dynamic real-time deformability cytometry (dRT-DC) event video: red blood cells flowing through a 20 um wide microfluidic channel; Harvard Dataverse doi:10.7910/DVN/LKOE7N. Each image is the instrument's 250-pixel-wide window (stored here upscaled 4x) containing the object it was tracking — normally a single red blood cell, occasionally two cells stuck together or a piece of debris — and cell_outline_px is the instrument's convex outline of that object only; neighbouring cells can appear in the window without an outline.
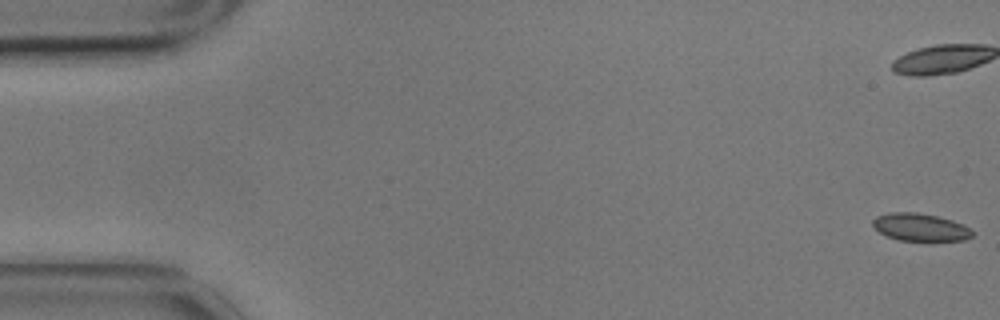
{"species": "common noctule bat (a hibernating species)", "species_latin": "Nyctalus noctula", "temperature_condition": "cold", "stored_images_in_passage": 58, "camera_frame_rate_fps": 3000, "um_per_image_px": 0.085, "animal": {"sex": "male", "body_mass_g": 17.9}, "frame": {"image": 1, "passage_image": 1, "time_ms": 0.0, "image_size_px": [1000, 320], "cell_outline_px": [[972, 236], [964, 240], [896, 240], [880, 232], [872, 224], [872, 220], [876, 216], [892, 212], [916, 212], [936, 216], [952, 220], [964, 224], [972, 232]], "centroid_in_image_um": [78.2, 19.3], "position_along_channel_um": 6.8, "area_um2": 15.78}, "authors_computed_cell_mechanics": {"area_um2": 16.5886, "velocity_mm_per_s": 3.4742, "shape_relaxation_time_tau1_ms": 5.8692, "shape_relaxation_time_tau2_ms": 1.9089, "deformation_change_tau1": 0.0655, "deformation_change_tau2": 0.0562}}